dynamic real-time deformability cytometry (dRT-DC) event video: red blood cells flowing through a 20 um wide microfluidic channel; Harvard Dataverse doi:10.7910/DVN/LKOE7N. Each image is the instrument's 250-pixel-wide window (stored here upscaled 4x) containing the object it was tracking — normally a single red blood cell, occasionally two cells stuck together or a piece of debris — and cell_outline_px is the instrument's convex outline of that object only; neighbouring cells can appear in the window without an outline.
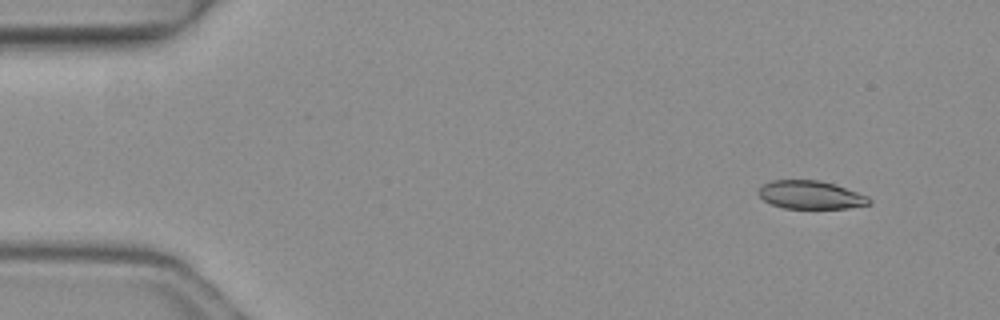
{"species": "common noctule bat (a hibernating species)", "species_latin": "Nyctalus noctula", "temperature_condition": "warm", "stored_images_in_passage": 3, "camera_frame_rate_fps": 3000, "um_per_image_px": 0.085, "animal": {"sex": "female", "body_mass_g": 19.3, "forearm_length_mm": 54.1}, "frame": {"image": 1, "passage_image": 1, "time_ms": 0.0, "image_size_px": [1000, 320], "cell_outline_px": [[872, 204], [848, 208], [784, 208], [772, 204], [764, 200], [756, 192], [764, 184], [772, 180], [820, 180], [868, 196], [872, 200]], "centroid_in_image_um": [68.9, 16.57], "position_along_channel_um": 16.1, "area_um2": 18.03}}
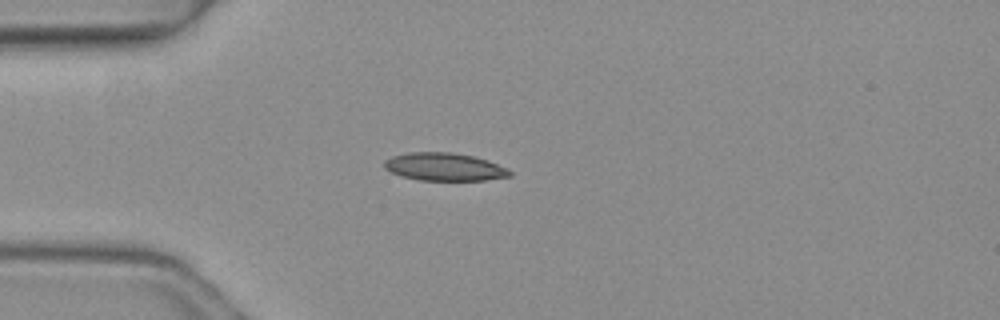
{"frame": {"image": 2, "passage_image": 3, "time_ms": 0.667, "image_size_px": [1000, 320], "cell_outline_px": [[512, 176], [484, 180], [420, 180], [404, 176], [392, 172], [384, 168], [384, 160], [392, 156], [408, 152], [452, 152], [472, 156], [488, 160], [508, 168], [512, 172]], "centroid_in_image_um": [37.8, 14.17], "position_along_channel_um": 47.2, "area_um2": 20.35}}